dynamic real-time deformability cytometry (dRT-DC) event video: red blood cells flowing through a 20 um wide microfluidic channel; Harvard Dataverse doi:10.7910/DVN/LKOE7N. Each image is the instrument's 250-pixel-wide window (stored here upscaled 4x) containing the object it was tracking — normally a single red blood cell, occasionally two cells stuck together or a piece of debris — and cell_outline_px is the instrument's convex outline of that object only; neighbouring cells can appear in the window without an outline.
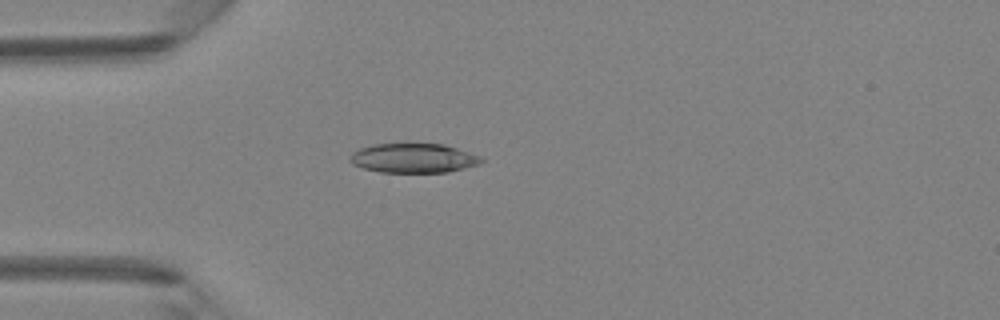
{"species": "Egyptian fruit bat (a non-hibernating species)", "species_latin": "Rousettus aegyptiacus", "temperature_condition": "room temperature", "stored_images_in_passage": 45, "camera_frame_rate_fps": 3000, "um_per_image_px": 0.085, "animal": {"sex": "female"}, "frame": {"image": 1, "passage_image": 11, "time_ms": 3.333, "image_size_px": [1000, 320], "cell_outline_px": [[484, 160], [480, 164], [448, 172], [380, 172], [364, 168], [352, 164], [348, 160], [352, 152], [360, 148], [372, 144], [444, 144], [480, 156]], "centroid_in_image_um": [35.12, 13.44], "position_along_channel_um": 49.9, "area_um2": 22.43}}
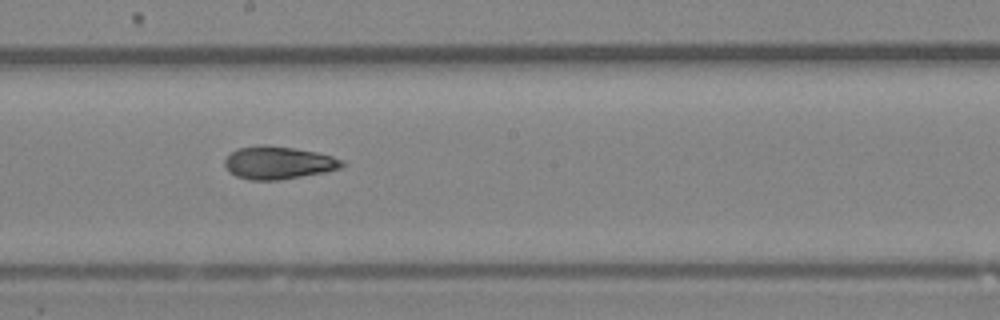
{"frame": {"image": 2, "passage_image": 24, "time_ms": 7.667, "image_size_px": [1000, 320], "cell_outline_px": [[344, 164], [340, 168], [324, 172], [280, 180], [248, 180], [236, 176], [228, 172], [224, 164], [224, 160], [236, 148], [260, 144], [264, 144], [292, 148], [316, 152], [332, 156], [344, 160]], "centroid_in_image_um": [23.62, 13.83], "position_along_channel_um": 224.6, "area_um2": 22.48}}
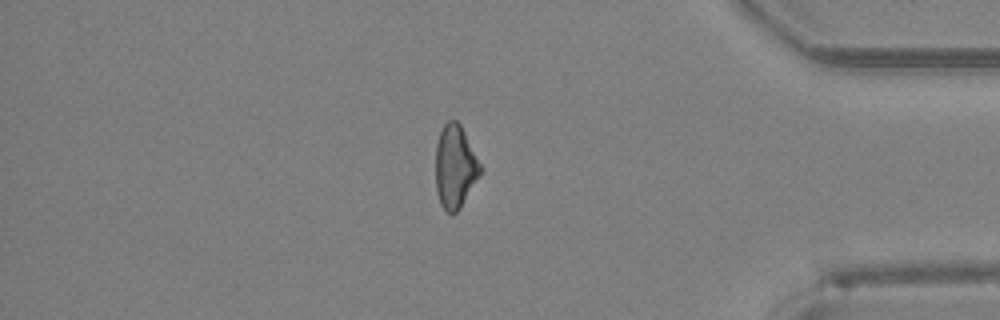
{"frame": {"image": 3, "passage_image": 38, "time_ms": 12.333, "image_size_px": [1000, 320], "cell_outline_px": [[484, 168], [460, 208], [452, 216], [440, 204], [436, 192], [436, 144], [440, 132], [444, 124], [448, 120], [456, 120], [460, 124]], "centroid_in_image_um": [38.69, 14.17], "position_along_channel_um": 396.5, "area_um2": 21.79}, "authors_computed_cell_mechanics": {"area_um2": 22.6576, "velocity_mm_per_s": 4.2966, "shape_relaxation_time_tau1_ms": 3.5859, "shape_relaxation_time_tau2_ms": 3.863, "deformation_change_tau1": 0.1198, "deformation_change_tau2": 0.1084}}